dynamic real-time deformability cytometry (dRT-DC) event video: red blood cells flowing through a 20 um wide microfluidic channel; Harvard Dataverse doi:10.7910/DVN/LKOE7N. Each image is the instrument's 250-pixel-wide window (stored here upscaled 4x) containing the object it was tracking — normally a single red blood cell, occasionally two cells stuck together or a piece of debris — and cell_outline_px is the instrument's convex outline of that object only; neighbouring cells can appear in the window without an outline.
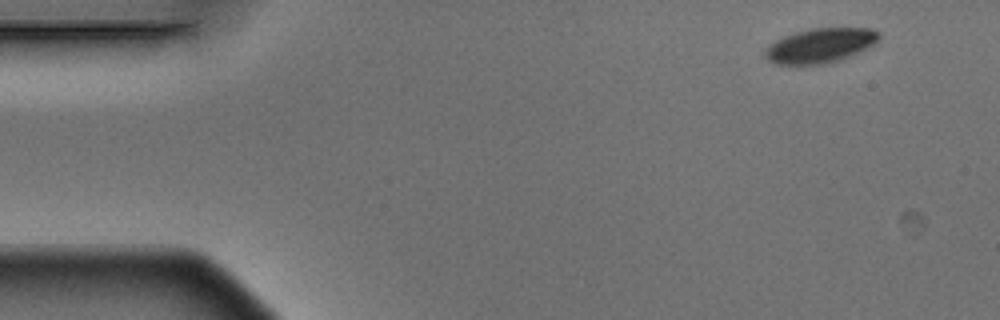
{"species": "Egyptian fruit bat (a non-hibernating species)", "species_latin": "Rousettus aegyptiacus", "temperature_condition": "warm", "stored_images_in_passage": 4, "camera_frame_rate_fps": 3000, "um_per_image_px": 0.085, "animal": {"sex": "male"}, "frame": {"image": 1, "passage_image": 1, "time_ms": 0.0, "image_size_px": [1000, 320], "cell_outline_px": [[880, 36], [872, 44], [860, 52], [840, 60], [824, 64], [776, 64], [768, 60], [764, 56], [764, 52], [776, 40], [784, 36], [796, 32], [812, 28], [872, 28], [880, 32]], "centroid_in_image_um": [69.73, 3.87], "position_along_channel_um": 15.3, "area_um2": 22.72}}